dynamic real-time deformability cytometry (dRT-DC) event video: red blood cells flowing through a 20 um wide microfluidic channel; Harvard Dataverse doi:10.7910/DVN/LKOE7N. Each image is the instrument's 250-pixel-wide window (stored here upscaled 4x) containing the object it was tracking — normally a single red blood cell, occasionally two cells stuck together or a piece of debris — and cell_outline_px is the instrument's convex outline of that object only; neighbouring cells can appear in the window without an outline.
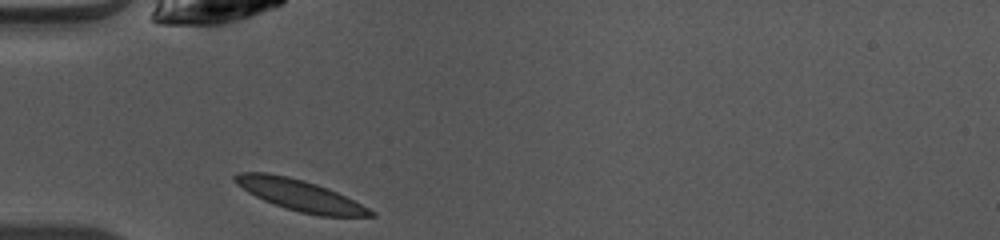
{"species": "common noctule bat (a hibernating species)", "species_latin": "Nyctalus noctula", "temperature_condition": "warm", "stored_images_in_passage": 29, "camera_frame_rate_fps": 3000, "um_per_image_px": 0.085, "animal": {"sex": "female", "body_mass_g": 10.0, "forearm_length_mm": 53.1}, "frame": {"image": 1, "passage_image": 1, "time_ms": 0.0, "image_size_px": [1000, 240], "cell_outline_px": [[376, 216], [320, 216], [300, 212], [264, 200], [248, 192], [236, 184], [232, 180], [232, 176], [240, 172], [268, 172], [288, 176], [304, 180], [328, 188], [376, 212]], "centroid_in_image_um": [25.46, 16.57], "position_along_channel_um": 59.5, "area_um2": 24.28}}
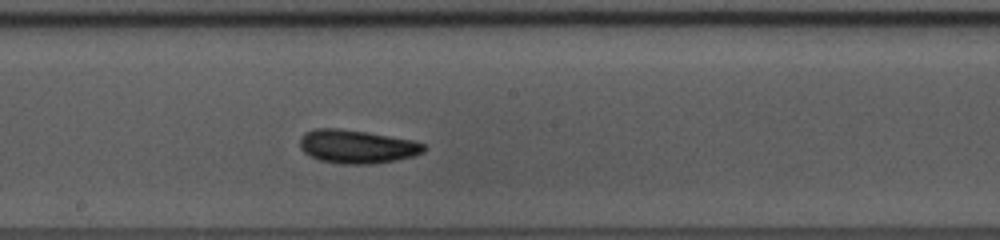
{"frame": {"image": 2, "passage_image": 13, "time_ms": 4.0, "image_size_px": [1000, 240], "cell_outline_px": [[428, 148], [424, 152], [412, 156], [396, 160], [372, 164], [340, 164], [320, 160], [304, 152], [300, 148], [300, 140], [304, 132], [316, 128], [336, 128], [368, 132], [416, 140], [424, 144]], "centroid_in_image_um": [30.37, 12.45], "position_along_channel_um": 217.8, "area_um2": 24.39}}
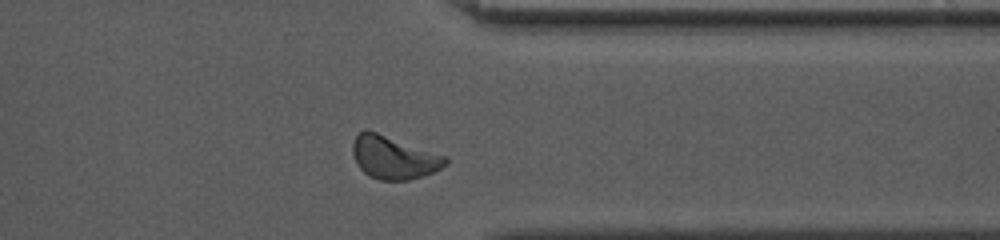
{"frame": {"image": 3, "passage_image": 25, "time_ms": 8.0, "image_size_px": [1000, 240], "cell_outline_px": [[448, 164], [432, 172], [408, 180], [380, 180], [364, 172], [356, 164], [352, 152], [352, 140], [364, 128], [368, 128], [448, 156]], "centroid_in_image_um": [33.45, 13.34], "position_along_channel_um": 377.9, "area_um2": 23.58}, "authors_computed_cell_mechanics": {"area_um2": 23.0044, "velocity_mm_per_s": 4.0547, "shape_relaxation_time_tau1_ms": 3.1388, "shape_relaxation_time_tau2_ms": 4.0864, "deformation_change_tau1": 0.1117, "deformation_change_tau2": 0.0941}}